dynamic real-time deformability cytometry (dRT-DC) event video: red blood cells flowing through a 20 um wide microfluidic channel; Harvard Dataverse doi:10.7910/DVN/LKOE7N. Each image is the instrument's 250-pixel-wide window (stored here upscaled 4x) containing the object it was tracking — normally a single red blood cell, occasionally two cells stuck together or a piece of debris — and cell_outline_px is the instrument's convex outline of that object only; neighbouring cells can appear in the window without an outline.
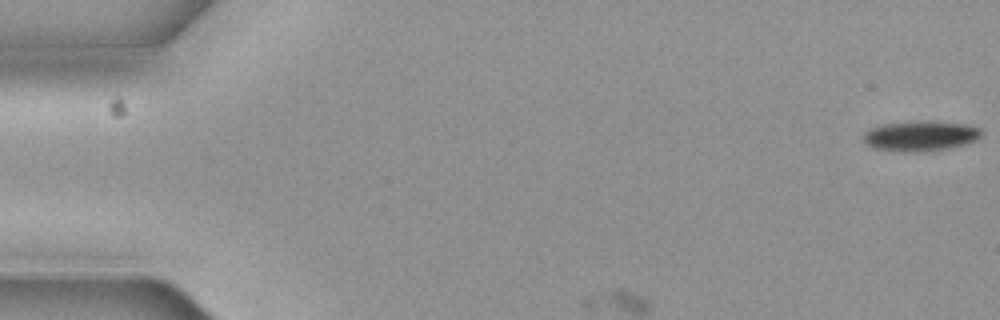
{"species": "common noctule bat (a hibernating species)", "species_latin": "Nyctalus noctula", "temperature_condition": "cold", "stored_images_in_passage": 4, "camera_frame_rate_fps": 3000, "um_per_image_px": 0.085, "animal": {"sex": "female", "body_mass_g": 19.3, "forearm_length_mm": 54.1}, "frame": {"image": 1, "passage_image": 1, "time_ms": 0.0, "image_size_px": [1000, 320], "cell_outline_px": [[980, 136], [976, 140], [968, 144], [952, 148], [932, 152], [892, 152], [872, 148], [864, 144], [860, 136], [864, 132], [872, 128], [884, 124], [968, 124], [980, 128]], "centroid_in_image_um": [78.17, 11.65], "position_along_channel_um": 6.8, "area_um2": 20.35}}